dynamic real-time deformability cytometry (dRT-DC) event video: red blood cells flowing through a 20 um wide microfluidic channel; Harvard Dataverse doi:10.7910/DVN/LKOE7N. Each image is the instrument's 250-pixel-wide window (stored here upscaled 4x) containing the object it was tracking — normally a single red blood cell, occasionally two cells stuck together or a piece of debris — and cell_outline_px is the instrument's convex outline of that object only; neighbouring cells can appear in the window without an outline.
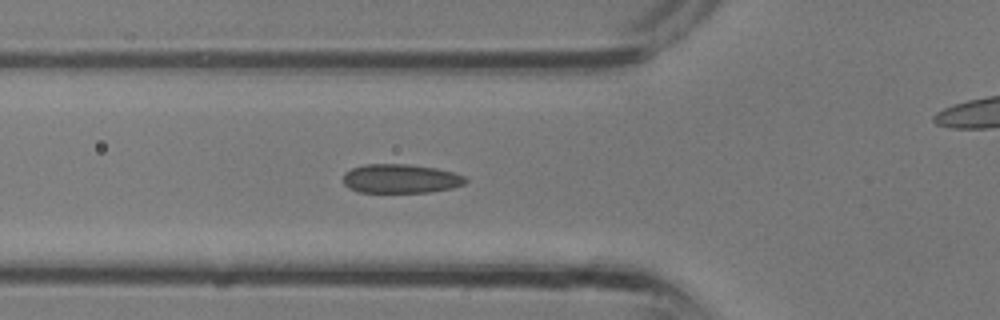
{"species": "common noctule bat (a hibernating species)", "species_latin": "Nyctalus noctula", "temperature_condition": "room temperature", "stored_images_in_passage": 33, "camera_frame_rate_fps": 3000, "um_per_image_px": 0.085, "animal": {"sex": "male", "body_mass_g": 13.3}, "frame": {"image": 1, "passage_image": 11, "time_ms": 3.333, "image_size_px": [1000, 320], "cell_outline_px": [[468, 180], [464, 184], [452, 188], [428, 192], [360, 192], [348, 188], [344, 184], [344, 172], [352, 168], [364, 164], [408, 164], [436, 168], [452, 172], [464, 176]], "centroid_in_image_um": [34.04, 15.18], "position_along_channel_um": 91.8, "area_um2": 20.69}}
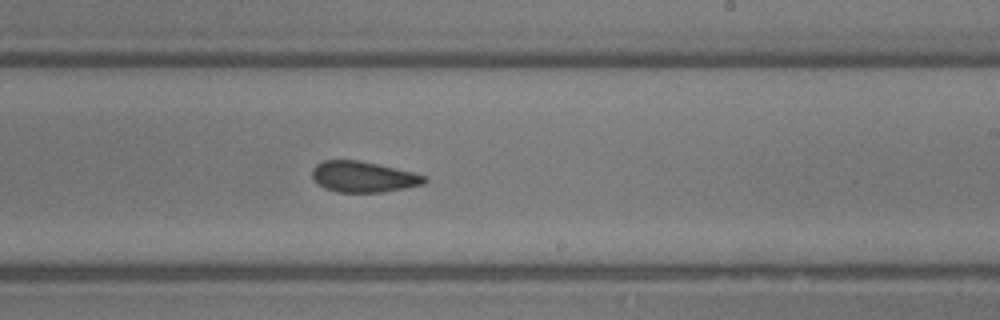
{"frame": {"image": 2, "passage_image": 19, "time_ms": 6.0, "image_size_px": [1000, 320], "cell_outline_px": [[428, 180], [424, 184], [384, 192], [336, 192], [324, 188], [312, 180], [312, 168], [316, 164], [324, 160], [356, 160], [396, 168], [428, 176]], "centroid_in_image_um": [30.87, 15.03], "position_along_channel_um": 258.1, "area_um2": 20.29}}
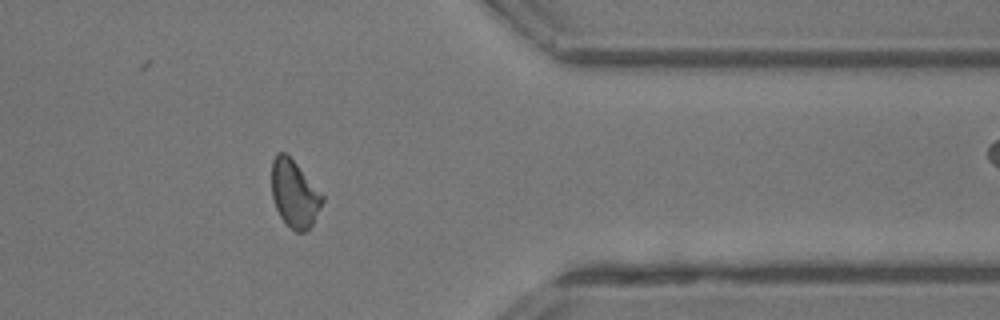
{"frame": {"image": 3, "passage_image": 26, "time_ms": 8.333, "image_size_px": [1000, 320], "cell_outline_px": [[324, 200], [312, 224], [304, 232], [296, 232], [280, 216], [276, 208], [272, 196], [272, 160], [276, 152], [284, 152], [296, 164], [324, 196]], "centroid_in_image_um": [25.01, 16.46], "position_along_channel_um": 386.4, "area_um2": 19.42}}